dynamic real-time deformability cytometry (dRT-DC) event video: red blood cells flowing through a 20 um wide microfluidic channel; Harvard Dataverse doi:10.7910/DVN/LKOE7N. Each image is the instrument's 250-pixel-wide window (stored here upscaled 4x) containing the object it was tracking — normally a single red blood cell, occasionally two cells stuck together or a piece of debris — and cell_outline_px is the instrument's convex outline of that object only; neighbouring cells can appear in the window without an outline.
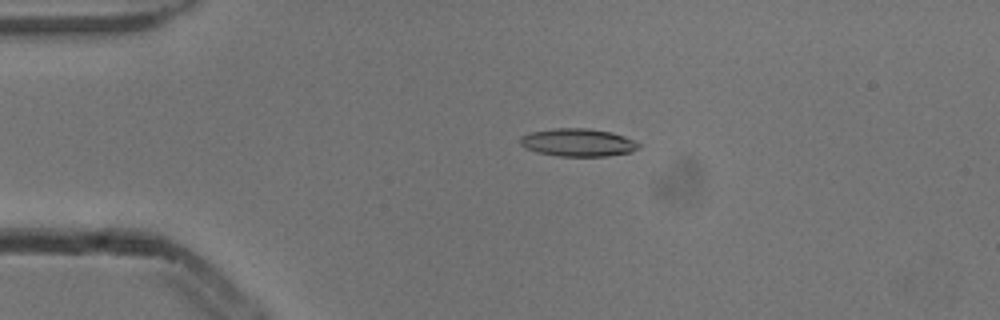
{"species": "common noctule bat (a hibernating species)", "species_latin": "Nyctalus noctula", "temperature_condition": "cold", "stored_images_in_passage": 5, "camera_frame_rate_fps": 3000, "um_per_image_px": 0.085, "animal": {"sex": "male", "body_mass_g": 13.3}, "frame": {"image": 1, "passage_image": 4, "time_ms": 1.0, "image_size_px": [1000, 320], "cell_outline_px": [[640, 148], [628, 152], [604, 156], [560, 156], [536, 152], [520, 144], [520, 136], [528, 132], [552, 128], [588, 128], [612, 132], [624, 136], [640, 144]], "centroid_in_image_um": [49.09, 12.09], "position_along_channel_um": 35.9, "area_um2": 19.19}}